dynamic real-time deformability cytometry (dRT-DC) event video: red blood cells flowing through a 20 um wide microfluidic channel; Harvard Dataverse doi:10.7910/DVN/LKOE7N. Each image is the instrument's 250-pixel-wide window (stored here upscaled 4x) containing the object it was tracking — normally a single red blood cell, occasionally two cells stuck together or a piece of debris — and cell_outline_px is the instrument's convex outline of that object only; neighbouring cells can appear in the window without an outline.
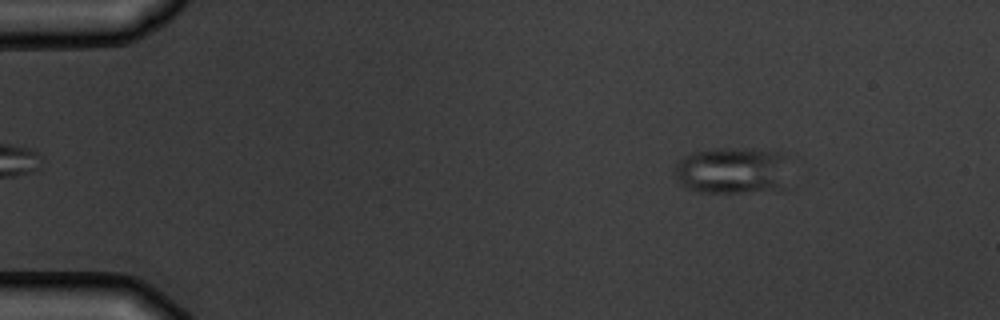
{"species": "common noctule bat (a hibernating species)", "species_latin": "Nyctalus noctula", "temperature_condition": "warm", "stored_images_in_passage": 5, "camera_frame_rate_fps": 3000, "um_per_image_px": 0.085, "animal": {"sex": "male", "body_mass_g": 19.5, "forearm_length_mm": 54.6}, "frame": {"image": 1, "passage_image": 2, "time_ms": 1.333, "image_size_px": [1000, 320], "cell_outline_px": [[784, 192], [700, 192], [684, 188], [680, 184], [676, 176], [676, 164], [684, 156], [696, 152], [720, 148], [744, 148], [784, 152]], "centroid_in_image_um": [62.26, 14.52], "position_along_channel_um": 22.7, "area_um2": 31.44}}